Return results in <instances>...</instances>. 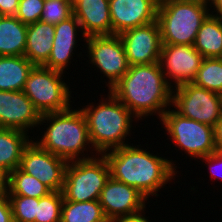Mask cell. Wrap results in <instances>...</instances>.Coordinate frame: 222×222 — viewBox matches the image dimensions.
Here are the masks:
<instances>
[{
    "mask_svg": "<svg viewBox=\"0 0 222 222\" xmlns=\"http://www.w3.org/2000/svg\"><path fill=\"white\" fill-rule=\"evenodd\" d=\"M64 74L44 66H34L30 71L23 92L41 115L72 107L70 82L65 83Z\"/></svg>",
    "mask_w": 222,
    "mask_h": 222,
    "instance_id": "7",
    "label": "cell"
},
{
    "mask_svg": "<svg viewBox=\"0 0 222 222\" xmlns=\"http://www.w3.org/2000/svg\"><path fill=\"white\" fill-rule=\"evenodd\" d=\"M208 5L210 7L209 9L213 7V11L211 10L210 14L222 19V0H208Z\"/></svg>",
    "mask_w": 222,
    "mask_h": 222,
    "instance_id": "36",
    "label": "cell"
},
{
    "mask_svg": "<svg viewBox=\"0 0 222 222\" xmlns=\"http://www.w3.org/2000/svg\"><path fill=\"white\" fill-rule=\"evenodd\" d=\"M145 209L137 212V213H133V214H130L128 216H124V217H121V218H118L116 219L115 221L113 222H151L149 221V217H146L145 216ZM143 213V214H142Z\"/></svg>",
    "mask_w": 222,
    "mask_h": 222,
    "instance_id": "34",
    "label": "cell"
},
{
    "mask_svg": "<svg viewBox=\"0 0 222 222\" xmlns=\"http://www.w3.org/2000/svg\"><path fill=\"white\" fill-rule=\"evenodd\" d=\"M0 222H13L12 207L7 192H0Z\"/></svg>",
    "mask_w": 222,
    "mask_h": 222,
    "instance_id": "32",
    "label": "cell"
},
{
    "mask_svg": "<svg viewBox=\"0 0 222 222\" xmlns=\"http://www.w3.org/2000/svg\"><path fill=\"white\" fill-rule=\"evenodd\" d=\"M160 122L169 140L188 157L196 160L216 152L214 127L211 125L183 117L172 108L165 111Z\"/></svg>",
    "mask_w": 222,
    "mask_h": 222,
    "instance_id": "8",
    "label": "cell"
},
{
    "mask_svg": "<svg viewBox=\"0 0 222 222\" xmlns=\"http://www.w3.org/2000/svg\"><path fill=\"white\" fill-rule=\"evenodd\" d=\"M26 132L0 128V169L7 175L18 168L24 149L32 139Z\"/></svg>",
    "mask_w": 222,
    "mask_h": 222,
    "instance_id": "20",
    "label": "cell"
},
{
    "mask_svg": "<svg viewBox=\"0 0 222 222\" xmlns=\"http://www.w3.org/2000/svg\"><path fill=\"white\" fill-rule=\"evenodd\" d=\"M41 114L23 91L0 90V128L16 129L29 134L39 128Z\"/></svg>",
    "mask_w": 222,
    "mask_h": 222,
    "instance_id": "15",
    "label": "cell"
},
{
    "mask_svg": "<svg viewBox=\"0 0 222 222\" xmlns=\"http://www.w3.org/2000/svg\"><path fill=\"white\" fill-rule=\"evenodd\" d=\"M171 1H184V0H156L157 5H163Z\"/></svg>",
    "mask_w": 222,
    "mask_h": 222,
    "instance_id": "38",
    "label": "cell"
},
{
    "mask_svg": "<svg viewBox=\"0 0 222 222\" xmlns=\"http://www.w3.org/2000/svg\"><path fill=\"white\" fill-rule=\"evenodd\" d=\"M130 66L160 61L162 40L158 21L119 34Z\"/></svg>",
    "mask_w": 222,
    "mask_h": 222,
    "instance_id": "13",
    "label": "cell"
},
{
    "mask_svg": "<svg viewBox=\"0 0 222 222\" xmlns=\"http://www.w3.org/2000/svg\"><path fill=\"white\" fill-rule=\"evenodd\" d=\"M216 152L222 153V118L214 126Z\"/></svg>",
    "mask_w": 222,
    "mask_h": 222,
    "instance_id": "35",
    "label": "cell"
},
{
    "mask_svg": "<svg viewBox=\"0 0 222 222\" xmlns=\"http://www.w3.org/2000/svg\"><path fill=\"white\" fill-rule=\"evenodd\" d=\"M73 15V3L70 0L45 1L40 21L57 25Z\"/></svg>",
    "mask_w": 222,
    "mask_h": 222,
    "instance_id": "29",
    "label": "cell"
},
{
    "mask_svg": "<svg viewBox=\"0 0 222 222\" xmlns=\"http://www.w3.org/2000/svg\"><path fill=\"white\" fill-rule=\"evenodd\" d=\"M68 162L41 148L34 140L23 151L19 168L40 180L52 191H62Z\"/></svg>",
    "mask_w": 222,
    "mask_h": 222,
    "instance_id": "11",
    "label": "cell"
},
{
    "mask_svg": "<svg viewBox=\"0 0 222 222\" xmlns=\"http://www.w3.org/2000/svg\"><path fill=\"white\" fill-rule=\"evenodd\" d=\"M78 32H81L80 36L83 37L85 42L86 37L74 15L55 25L52 51L48 61L43 66L65 73L69 69L70 60L73 58L77 46H80V44H77L78 40H82V37L81 39L77 37V35L79 36Z\"/></svg>",
    "mask_w": 222,
    "mask_h": 222,
    "instance_id": "17",
    "label": "cell"
},
{
    "mask_svg": "<svg viewBox=\"0 0 222 222\" xmlns=\"http://www.w3.org/2000/svg\"><path fill=\"white\" fill-rule=\"evenodd\" d=\"M44 0H20L16 17L25 24L38 22L44 8Z\"/></svg>",
    "mask_w": 222,
    "mask_h": 222,
    "instance_id": "30",
    "label": "cell"
},
{
    "mask_svg": "<svg viewBox=\"0 0 222 222\" xmlns=\"http://www.w3.org/2000/svg\"><path fill=\"white\" fill-rule=\"evenodd\" d=\"M202 160V164L207 165V169L209 170V175L212 179L216 181V179H220L222 182V153L214 152L210 155L200 158ZM204 162V163H203ZM217 169L219 171H217ZM219 172V173H218ZM221 172V173H220Z\"/></svg>",
    "mask_w": 222,
    "mask_h": 222,
    "instance_id": "31",
    "label": "cell"
},
{
    "mask_svg": "<svg viewBox=\"0 0 222 222\" xmlns=\"http://www.w3.org/2000/svg\"><path fill=\"white\" fill-rule=\"evenodd\" d=\"M172 90L160 62H155L130 66L109 91L141 121L153 115L160 120L172 107Z\"/></svg>",
    "mask_w": 222,
    "mask_h": 222,
    "instance_id": "2",
    "label": "cell"
},
{
    "mask_svg": "<svg viewBox=\"0 0 222 222\" xmlns=\"http://www.w3.org/2000/svg\"><path fill=\"white\" fill-rule=\"evenodd\" d=\"M136 146L128 144L103 155L112 179L134 187L149 200L151 196H159L160 189L175 180L179 171L172 159L150 153L141 144Z\"/></svg>",
    "mask_w": 222,
    "mask_h": 222,
    "instance_id": "1",
    "label": "cell"
},
{
    "mask_svg": "<svg viewBox=\"0 0 222 222\" xmlns=\"http://www.w3.org/2000/svg\"><path fill=\"white\" fill-rule=\"evenodd\" d=\"M55 25L42 21L28 24L24 56L34 65L43 66L50 56Z\"/></svg>",
    "mask_w": 222,
    "mask_h": 222,
    "instance_id": "19",
    "label": "cell"
},
{
    "mask_svg": "<svg viewBox=\"0 0 222 222\" xmlns=\"http://www.w3.org/2000/svg\"><path fill=\"white\" fill-rule=\"evenodd\" d=\"M192 83L222 95V58H204Z\"/></svg>",
    "mask_w": 222,
    "mask_h": 222,
    "instance_id": "26",
    "label": "cell"
},
{
    "mask_svg": "<svg viewBox=\"0 0 222 222\" xmlns=\"http://www.w3.org/2000/svg\"><path fill=\"white\" fill-rule=\"evenodd\" d=\"M85 42V46H82L87 48V62L100 70L99 72L104 74L103 77L108 78V82H103L107 83L109 91L130 67L123 42L116 34L87 37Z\"/></svg>",
    "mask_w": 222,
    "mask_h": 222,
    "instance_id": "9",
    "label": "cell"
},
{
    "mask_svg": "<svg viewBox=\"0 0 222 222\" xmlns=\"http://www.w3.org/2000/svg\"><path fill=\"white\" fill-rule=\"evenodd\" d=\"M112 34L150 24L157 20L156 0H109Z\"/></svg>",
    "mask_w": 222,
    "mask_h": 222,
    "instance_id": "16",
    "label": "cell"
},
{
    "mask_svg": "<svg viewBox=\"0 0 222 222\" xmlns=\"http://www.w3.org/2000/svg\"><path fill=\"white\" fill-rule=\"evenodd\" d=\"M33 67L25 56H0V90L23 91Z\"/></svg>",
    "mask_w": 222,
    "mask_h": 222,
    "instance_id": "22",
    "label": "cell"
},
{
    "mask_svg": "<svg viewBox=\"0 0 222 222\" xmlns=\"http://www.w3.org/2000/svg\"><path fill=\"white\" fill-rule=\"evenodd\" d=\"M203 59L193 45H162L159 62L166 81L175 88L195 80Z\"/></svg>",
    "mask_w": 222,
    "mask_h": 222,
    "instance_id": "12",
    "label": "cell"
},
{
    "mask_svg": "<svg viewBox=\"0 0 222 222\" xmlns=\"http://www.w3.org/2000/svg\"><path fill=\"white\" fill-rule=\"evenodd\" d=\"M73 15L86 38L112 35L109 0H75Z\"/></svg>",
    "mask_w": 222,
    "mask_h": 222,
    "instance_id": "18",
    "label": "cell"
},
{
    "mask_svg": "<svg viewBox=\"0 0 222 222\" xmlns=\"http://www.w3.org/2000/svg\"><path fill=\"white\" fill-rule=\"evenodd\" d=\"M193 46L204 58H222V19L209 14L202 22Z\"/></svg>",
    "mask_w": 222,
    "mask_h": 222,
    "instance_id": "23",
    "label": "cell"
},
{
    "mask_svg": "<svg viewBox=\"0 0 222 222\" xmlns=\"http://www.w3.org/2000/svg\"><path fill=\"white\" fill-rule=\"evenodd\" d=\"M99 99V104L89 102L80 108L86 118L89 137L98 154L128 145L126 137H131L132 121L137 117L110 91ZM94 104V105H93ZM135 120H134V119Z\"/></svg>",
    "mask_w": 222,
    "mask_h": 222,
    "instance_id": "4",
    "label": "cell"
},
{
    "mask_svg": "<svg viewBox=\"0 0 222 222\" xmlns=\"http://www.w3.org/2000/svg\"><path fill=\"white\" fill-rule=\"evenodd\" d=\"M20 0H0V16H15Z\"/></svg>",
    "mask_w": 222,
    "mask_h": 222,
    "instance_id": "33",
    "label": "cell"
},
{
    "mask_svg": "<svg viewBox=\"0 0 222 222\" xmlns=\"http://www.w3.org/2000/svg\"><path fill=\"white\" fill-rule=\"evenodd\" d=\"M210 14L208 0L171 1L158 6L162 45H193Z\"/></svg>",
    "mask_w": 222,
    "mask_h": 222,
    "instance_id": "5",
    "label": "cell"
},
{
    "mask_svg": "<svg viewBox=\"0 0 222 222\" xmlns=\"http://www.w3.org/2000/svg\"><path fill=\"white\" fill-rule=\"evenodd\" d=\"M147 198L132 186L111 177L106 181L99 197L105 217L109 222L137 213L146 208Z\"/></svg>",
    "mask_w": 222,
    "mask_h": 222,
    "instance_id": "14",
    "label": "cell"
},
{
    "mask_svg": "<svg viewBox=\"0 0 222 222\" xmlns=\"http://www.w3.org/2000/svg\"><path fill=\"white\" fill-rule=\"evenodd\" d=\"M41 124L47 127L41 139L35 142L46 151L67 162L92 158L98 154L91 144L87 121L80 107L42 114L39 127ZM88 151L92 155L89 156Z\"/></svg>",
    "mask_w": 222,
    "mask_h": 222,
    "instance_id": "3",
    "label": "cell"
},
{
    "mask_svg": "<svg viewBox=\"0 0 222 222\" xmlns=\"http://www.w3.org/2000/svg\"><path fill=\"white\" fill-rule=\"evenodd\" d=\"M63 200L62 191H52L39 198L35 222H61Z\"/></svg>",
    "mask_w": 222,
    "mask_h": 222,
    "instance_id": "27",
    "label": "cell"
},
{
    "mask_svg": "<svg viewBox=\"0 0 222 222\" xmlns=\"http://www.w3.org/2000/svg\"><path fill=\"white\" fill-rule=\"evenodd\" d=\"M110 178V169L103 154L68 162L65 170L63 201L84 202L99 200Z\"/></svg>",
    "mask_w": 222,
    "mask_h": 222,
    "instance_id": "6",
    "label": "cell"
},
{
    "mask_svg": "<svg viewBox=\"0 0 222 222\" xmlns=\"http://www.w3.org/2000/svg\"><path fill=\"white\" fill-rule=\"evenodd\" d=\"M7 188V174L0 169V192L6 191Z\"/></svg>",
    "mask_w": 222,
    "mask_h": 222,
    "instance_id": "37",
    "label": "cell"
},
{
    "mask_svg": "<svg viewBox=\"0 0 222 222\" xmlns=\"http://www.w3.org/2000/svg\"><path fill=\"white\" fill-rule=\"evenodd\" d=\"M181 116L212 127L222 118V95L186 83L172 90V107Z\"/></svg>",
    "mask_w": 222,
    "mask_h": 222,
    "instance_id": "10",
    "label": "cell"
},
{
    "mask_svg": "<svg viewBox=\"0 0 222 222\" xmlns=\"http://www.w3.org/2000/svg\"><path fill=\"white\" fill-rule=\"evenodd\" d=\"M27 27L16 16H0V56H24Z\"/></svg>",
    "mask_w": 222,
    "mask_h": 222,
    "instance_id": "21",
    "label": "cell"
},
{
    "mask_svg": "<svg viewBox=\"0 0 222 222\" xmlns=\"http://www.w3.org/2000/svg\"><path fill=\"white\" fill-rule=\"evenodd\" d=\"M13 214V222H35L39 198L8 195Z\"/></svg>",
    "mask_w": 222,
    "mask_h": 222,
    "instance_id": "28",
    "label": "cell"
},
{
    "mask_svg": "<svg viewBox=\"0 0 222 222\" xmlns=\"http://www.w3.org/2000/svg\"><path fill=\"white\" fill-rule=\"evenodd\" d=\"M7 195H21L41 198L52 190L32 175L23 172L19 167L7 175Z\"/></svg>",
    "mask_w": 222,
    "mask_h": 222,
    "instance_id": "24",
    "label": "cell"
},
{
    "mask_svg": "<svg viewBox=\"0 0 222 222\" xmlns=\"http://www.w3.org/2000/svg\"><path fill=\"white\" fill-rule=\"evenodd\" d=\"M61 222H109L98 200L63 201Z\"/></svg>",
    "mask_w": 222,
    "mask_h": 222,
    "instance_id": "25",
    "label": "cell"
}]
</instances>
